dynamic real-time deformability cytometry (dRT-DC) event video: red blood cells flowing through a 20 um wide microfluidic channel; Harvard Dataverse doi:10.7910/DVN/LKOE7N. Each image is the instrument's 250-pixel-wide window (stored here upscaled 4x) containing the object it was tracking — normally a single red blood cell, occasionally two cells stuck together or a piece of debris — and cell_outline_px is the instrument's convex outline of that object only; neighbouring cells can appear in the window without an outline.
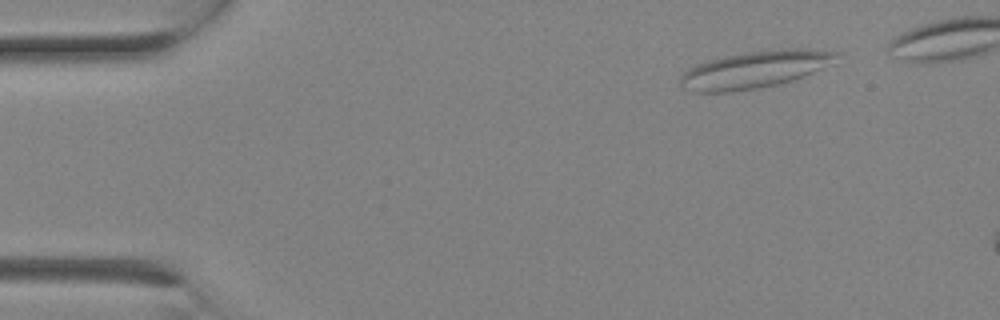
{"species": "Egyptian fruit bat (a non-hibernating species)", "species_latin": "Rousettus aegyptiacus", "temperature_condition": "room temperature", "stored_images_in_passage": 3, "camera_frame_rate_fps": 3000, "um_per_image_px": 0.085, "animal": {"sex": "female"}, "frame": {"image": 1, "passage_image": 1, "time_ms": 0.0, "image_size_px": [1000, 320], "cell_outline_px": [[840, 52], [836, 64], [796, 80], [756, 88], [732, 92], [692, 92], [680, 88], [680, 76], [688, 68], [696, 64], [708, 60], [724, 56], [752, 52], [792, 48], [804, 48]], "centroid_in_image_um": [64.22, 5.92], "position_along_channel_um": 20.8, "area_um2": 34.16}}